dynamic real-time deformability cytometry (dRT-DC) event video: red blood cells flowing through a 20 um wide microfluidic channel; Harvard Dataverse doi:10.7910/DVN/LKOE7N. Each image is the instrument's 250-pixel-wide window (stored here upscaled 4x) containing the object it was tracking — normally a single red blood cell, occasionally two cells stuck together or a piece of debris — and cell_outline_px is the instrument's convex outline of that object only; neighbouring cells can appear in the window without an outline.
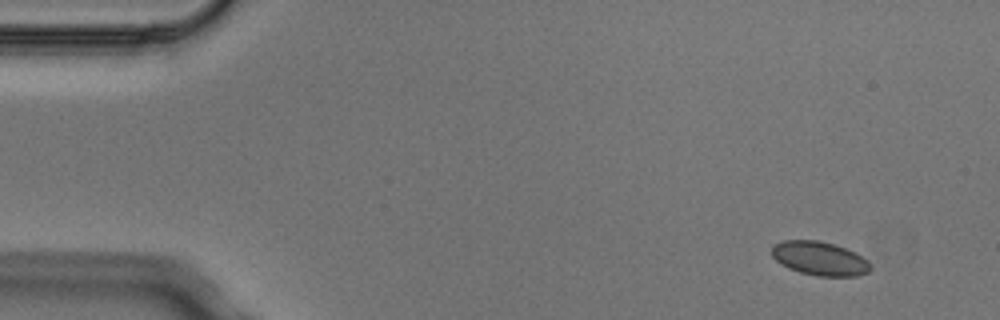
{"species": "Egyptian fruit bat (a non-hibernating species)", "species_latin": "Rousettus aegyptiacus", "temperature_condition": "cold", "stored_images_in_passage": 4, "camera_frame_rate_fps": 3000, "um_per_image_px": 0.085, "animal": {"sex": "male"}, "frame": {"image": 1, "passage_image": 1, "time_ms": 0.0, "image_size_px": [1000, 320], "cell_outline_px": [[872, 268], [868, 272], [856, 276], [816, 276], [800, 272], [788, 268], [780, 264], [772, 256], [772, 244], [784, 240], [816, 240], [832, 244], [856, 252], [868, 260]], "centroid_in_image_um": [69.66, 21.97], "position_along_channel_um": 15.3, "area_um2": 19.54}}